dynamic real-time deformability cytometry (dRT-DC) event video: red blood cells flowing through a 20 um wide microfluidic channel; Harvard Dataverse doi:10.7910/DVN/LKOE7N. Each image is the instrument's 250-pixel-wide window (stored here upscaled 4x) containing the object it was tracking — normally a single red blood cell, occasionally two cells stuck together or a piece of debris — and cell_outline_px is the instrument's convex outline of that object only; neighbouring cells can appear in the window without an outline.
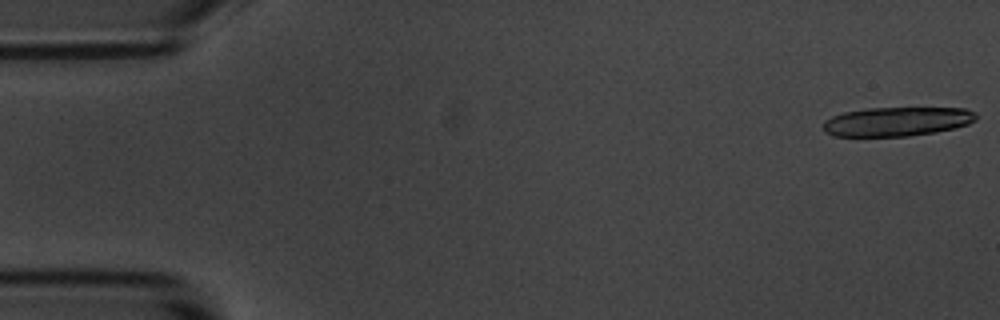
{"species": "common noctule bat (a hibernating species)", "species_latin": "Nyctalus noctula", "temperature_condition": "room temperature", "stored_images_in_passage": 6, "camera_frame_rate_fps": 3000, "um_per_image_px": 0.085, "animal": {"sex": "male", "body_mass_g": 20.1, "forearm_length_mm": 53.5}, "frame": {"image": 1, "passage_image": 1, "time_ms": 0.0, "image_size_px": [1000, 320], "cell_outline_px": [[976, 120], [968, 124], [936, 132], [908, 136], [832, 136], [824, 132], [824, 120], [832, 116], [844, 112], [868, 108], [964, 108], [976, 112]], "centroid_in_image_um": [76.23, 10.33], "position_along_channel_um": 8.8, "area_um2": 25.95}}